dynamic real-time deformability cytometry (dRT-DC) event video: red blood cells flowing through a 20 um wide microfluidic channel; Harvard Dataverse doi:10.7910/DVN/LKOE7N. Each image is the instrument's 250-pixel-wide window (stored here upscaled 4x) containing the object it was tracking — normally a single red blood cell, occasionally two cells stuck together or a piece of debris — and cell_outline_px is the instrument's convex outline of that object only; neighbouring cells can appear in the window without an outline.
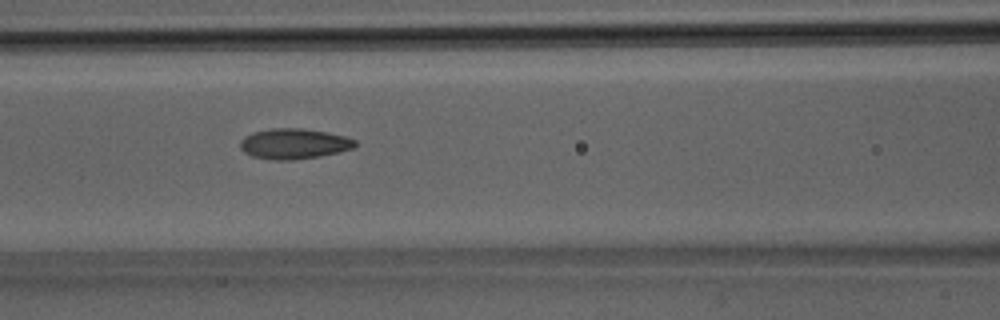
{"species": "Egyptian fruit bat (a non-hibernating species)", "species_latin": "Rousettus aegyptiacus", "temperature_condition": "room temperature", "stored_images_in_passage": 38, "camera_frame_rate_fps": 3000, "um_per_image_px": 0.085, "animal": {"sex": "male"}, "frame": {"image": 1, "passage_image": 17, "time_ms": 5.333, "image_size_px": [1000, 320], "cell_outline_px": [[356, 144], [352, 148], [340, 152], [320, 156], [292, 160], [272, 160], [252, 156], [244, 152], [240, 148], [240, 140], [244, 136], [252, 132], [272, 128], [300, 128], [324, 132], [344, 136], [356, 140]], "centroid_in_image_um": [24.94, 12.22], "position_along_channel_um": 141.7, "area_um2": 20.35}}
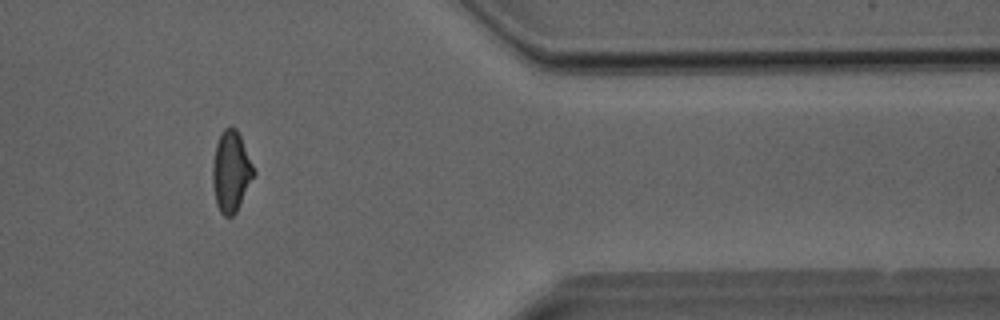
{"frame": {"image": 2, "passage_image": 32, "time_ms": 10.333, "image_size_px": [1000, 320], "cell_outline_px": [[256, 172], [236, 212], [232, 216], [224, 216], [220, 212], [216, 204], [212, 184], [212, 168], [216, 144], [224, 128], [236, 128], [240, 136]], "centroid_in_image_um": [19.63, 14.61], "position_along_channel_um": 391.8, "area_um2": 19.13}}
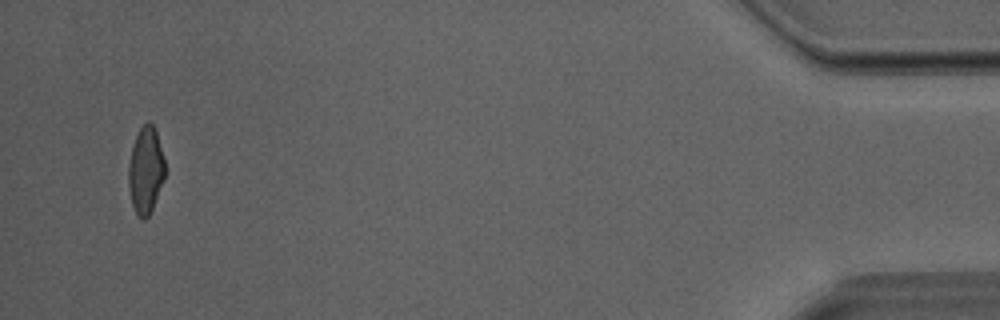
{"frame": {"image": 3, "passage_image": 37, "time_ms": 12.0, "image_size_px": [1000, 320], "cell_outline_px": [[164, 180], [152, 208], [148, 216], [144, 220], [136, 212], [132, 204], [128, 188], [128, 164], [132, 148], [136, 136], [140, 128], [148, 120], [152, 124], [156, 132], [164, 160]], "centroid_in_image_um": [12.37, 14.47], "position_along_channel_um": 422.8, "area_um2": 18.15}}